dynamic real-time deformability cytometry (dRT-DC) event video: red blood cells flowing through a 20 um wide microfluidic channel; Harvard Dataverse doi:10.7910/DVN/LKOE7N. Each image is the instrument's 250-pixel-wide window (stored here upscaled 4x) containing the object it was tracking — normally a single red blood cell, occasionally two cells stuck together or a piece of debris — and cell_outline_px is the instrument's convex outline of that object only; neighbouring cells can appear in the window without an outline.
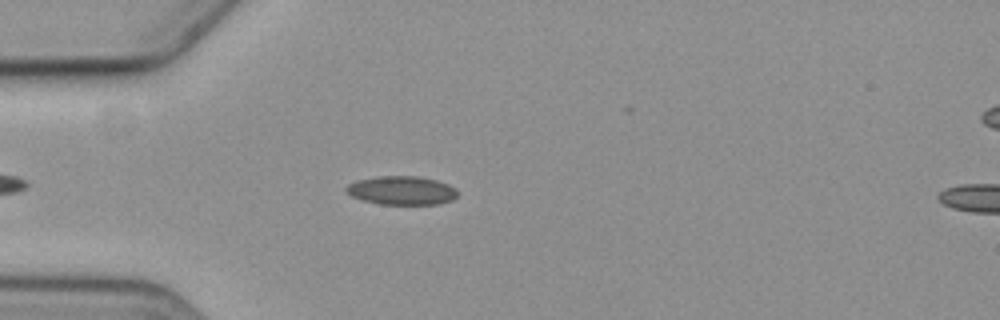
{"species": "common noctule bat (a hibernating species)", "species_latin": "Nyctalus noctula", "temperature_condition": "cold", "stored_images_in_passage": 5, "camera_frame_rate_fps": 3000, "um_per_image_px": 0.085, "animal": {"sex": "female", "body_mass_g": 19.3, "forearm_length_mm": 54.1}, "frame": {"image": 1, "passage_image": 3, "time_ms": 2.667, "image_size_px": [1000, 320], "cell_outline_px": [[456, 196], [452, 200], [440, 204], [380, 204], [360, 200], [352, 196], [344, 188], [348, 184], [356, 180], [376, 176], [416, 176], [436, 180], [448, 184], [456, 188]], "centroid_in_image_um": [34.12, 16.18], "position_along_channel_um": 50.9, "area_um2": 18.67}}
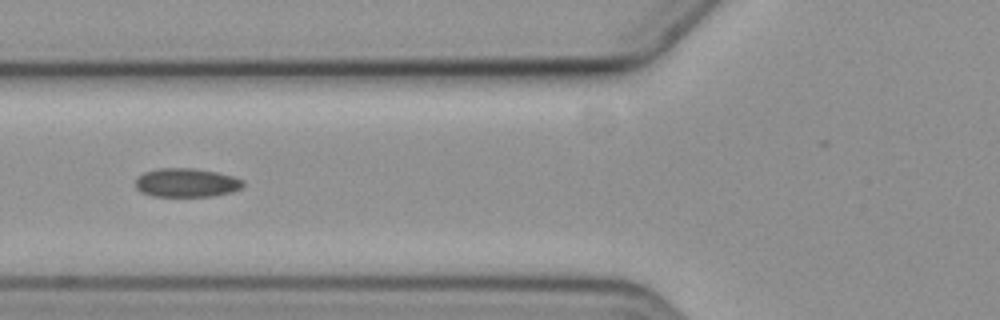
{"frame": {"image": 2, "passage_image": 5, "time_ms": 4.667, "image_size_px": [1000, 320], "cell_outline_px": [[244, 184], [240, 188], [232, 192], [212, 196], [152, 196], [140, 192], [136, 188], [136, 180], [144, 172], [160, 168], [192, 168], [216, 172], [232, 176], [244, 180]], "centroid_in_image_um": [15.85, 15.53], "position_along_channel_um": 110.0, "area_um2": 17.98}}